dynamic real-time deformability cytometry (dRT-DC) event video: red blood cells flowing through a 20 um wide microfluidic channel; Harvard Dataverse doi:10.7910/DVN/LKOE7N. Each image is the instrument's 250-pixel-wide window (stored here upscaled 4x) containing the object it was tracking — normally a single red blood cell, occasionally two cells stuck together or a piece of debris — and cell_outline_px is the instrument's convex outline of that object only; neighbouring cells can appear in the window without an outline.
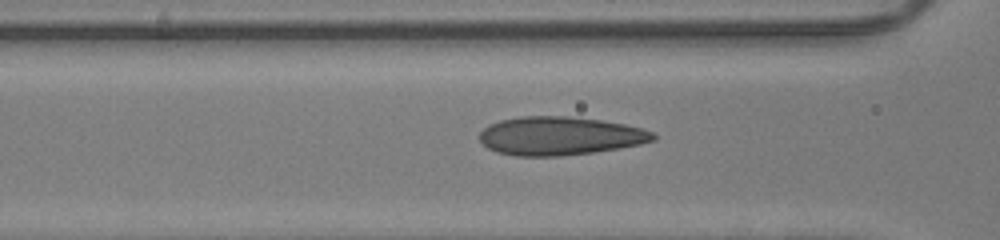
{"species": "human", "species_latin": "Homo sapiens", "temperature_condition": "room temperature", "stored_images_in_passage": 44, "camera_frame_rate_fps": 3000, "um_per_image_px": 0.085, "donor": {"sex": "male"}, "frame": {"image": 1, "passage_image": 22, "time_ms": 7.0, "image_size_px": [1000, 240], "cell_outline_px": [[656, 140], [640, 144], [592, 152], [560, 156], [516, 156], [496, 152], [488, 148], [480, 140], [480, 132], [484, 128], [500, 120], [520, 116], [568, 116], [600, 120], [624, 124], [644, 128], [652, 132], [656, 136]], "centroid_in_image_um": [47.59, 11.55], "position_along_channel_um": 119.0, "area_um2": 38.78}}
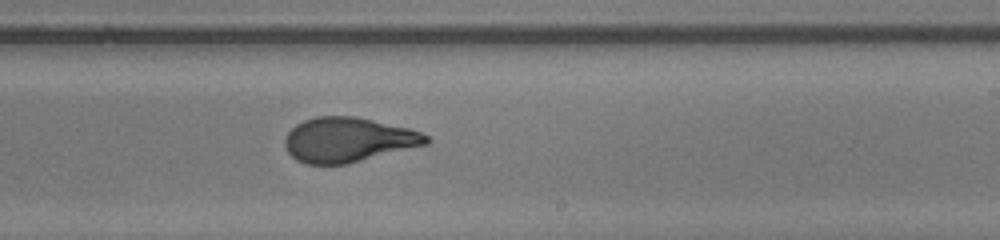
{"frame": {"image": 2, "passage_image": 32, "time_ms": 10.333, "image_size_px": [1000, 240], "cell_outline_px": [[432, 140], [428, 144], [348, 164], [308, 164], [296, 160], [288, 152], [284, 144], [284, 140], [288, 132], [296, 124], [304, 120], [316, 116], [356, 116], [408, 128], [420, 132], [428, 136]], "centroid_in_image_um": [29.6, 11.88], "position_along_channel_um": 259.4, "area_um2": 36.88}}
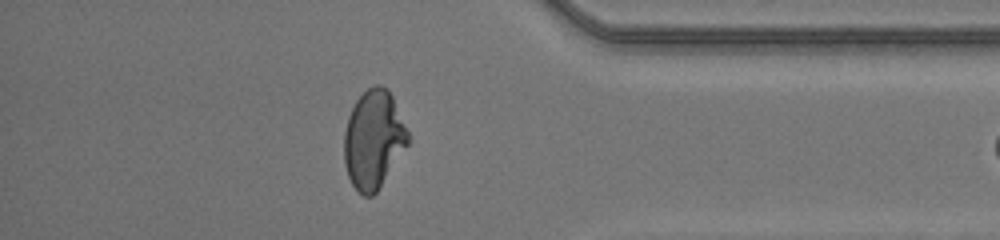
{"frame": {"image": 3, "passage_image": 43, "time_ms": 14.0, "image_size_px": [1000, 240], "cell_outline_px": [[412, 140], [376, 192], [372, 196], [364, 196], [352, 184], [348, 176], [344, 164], [344, 132], [348, 116], [356, 100], [368, 88], [376, 84], [380, 84], [388, 88], [392, 96]], "centroid_in_image_um": [31.76, 11.84], "position_along_channel_um": 403.4, "area_um2": 36.65}}